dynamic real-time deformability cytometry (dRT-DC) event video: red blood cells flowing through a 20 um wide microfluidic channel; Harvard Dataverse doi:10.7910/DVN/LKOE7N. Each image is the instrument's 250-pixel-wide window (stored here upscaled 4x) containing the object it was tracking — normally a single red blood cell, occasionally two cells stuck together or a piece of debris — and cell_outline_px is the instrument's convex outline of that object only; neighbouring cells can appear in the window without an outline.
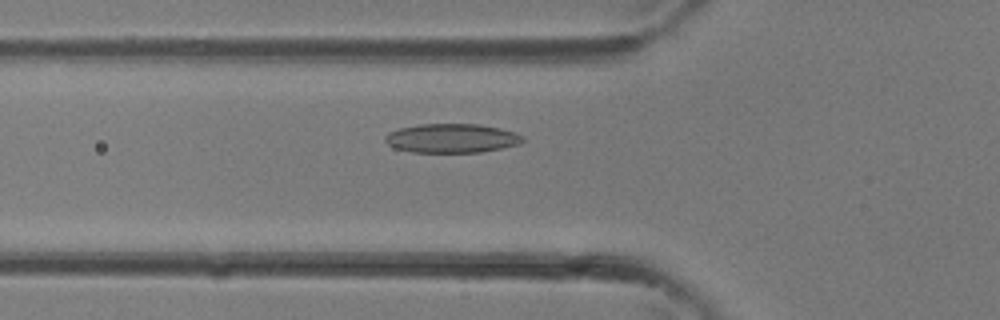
{"species": "common noctule bat (a hibernating species)", "species_latin": "Nyctalus noctula", "temperature_condition": "room temperature", "stored_images_in_passage": 34, "camera_frame_rate_fps": 3000, "um_per_image_px": 0.085, "animal": {"sex": "female"}, "frame": {"image": 1, "passage_image": 12, "time_ms": 3.667, "image_size_px": [1000, 320], "cell_outline_px": [[524, 140], [520, 144], [480, 152], [412, 152], [396, 148], [388, 144], [384, 140], [384, 136], [388, 132], [400, 128], [420, 124], [480, 124], [500, 128], [516, 132], [524, 136]], "centroid_in_image_um": [38.41, 11.74], "position_along_channel_um": 87.4, "area_um2": 23.35}}
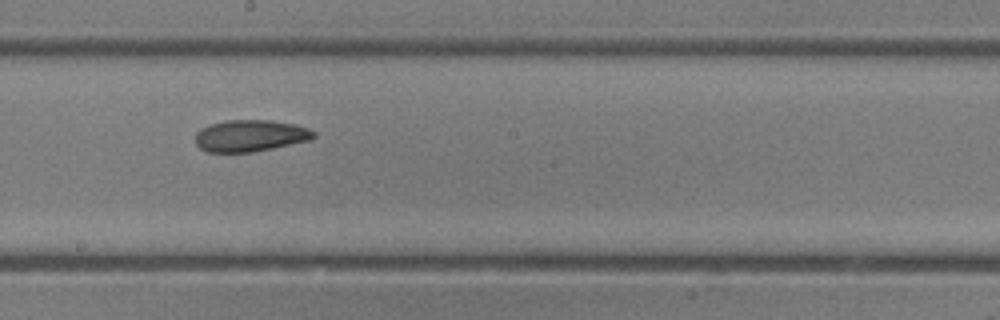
{"frame": {"image": 2, "passage_image": 19, "time_ms": 6.0, "image_size_px": [1000, 320], "cell_outline_px": [[316, 136], [312, 140], [252, 152], [208, 152], [200, 148], [196, 144], [196, 132], [200, 128], [208, 124], [228, 120], [272, 120], [296, 124], [308, 128], [316, 132]], "centroid_in_image_um": [21.29, 11.53], "position_along_channel_um": 226.9, "area_um2": 22.08}}
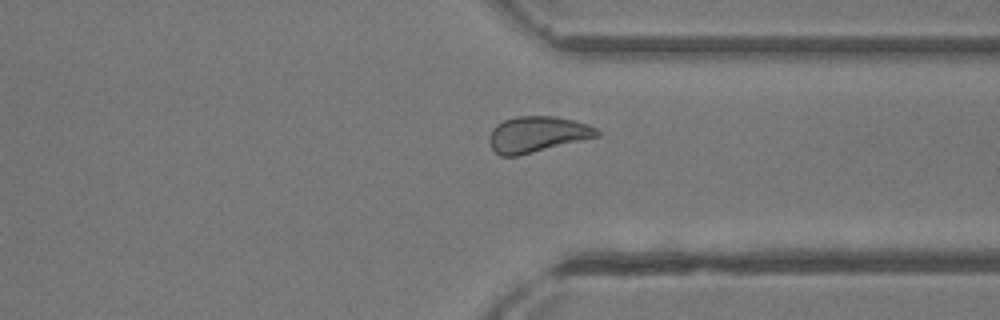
{"frame": {"image": 3, "passage_image": 26, "time_ms": 8.333, "image_size_px": [1000, 320], "cell_outline_px": [[600, 136], [516, 156], [500, 156], [492, 148], [488, 140], [492, 128], [496, 124], [504, 120], [516, 116], [552, 116], [572, 120], [588, 124], [596, 128], [600, 132]], "centroid_in_image_um": [45.65, 11.41], "position_along_channel_um": 365.8, "area_um2": 22.43}}